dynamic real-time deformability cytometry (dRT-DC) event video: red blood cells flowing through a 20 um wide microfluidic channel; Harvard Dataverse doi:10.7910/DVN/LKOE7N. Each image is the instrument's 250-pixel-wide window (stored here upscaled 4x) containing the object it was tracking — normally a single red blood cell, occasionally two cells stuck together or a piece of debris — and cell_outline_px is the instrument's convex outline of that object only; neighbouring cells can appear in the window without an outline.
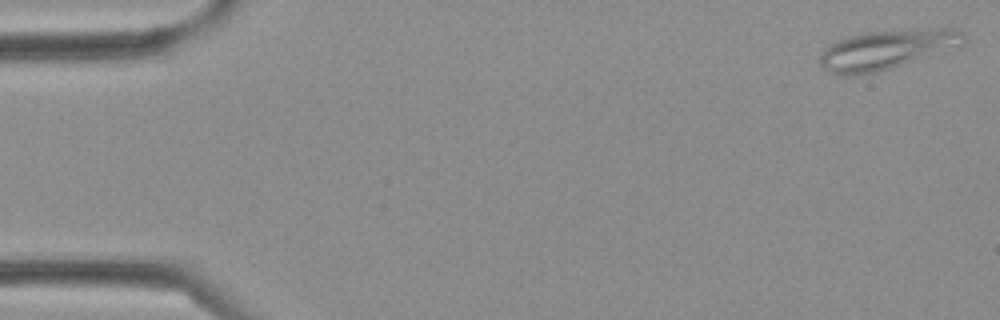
{"species": "Egyptian fruit bat (a non-hibernating species)", "species_latin": "Rousettus aegyptiacus", "temperature_condition": "cold", "stored_images_in_passage": 4, "camera_frame_rate_fps": 3000, "um_per_image_px": 0.085, "frame": {"image": 1, "passage_image": 1, "time_ms": 0.0, "image_size_px": [1000, 320], "cell_outline_px": [[968, 40], [964, 44], [876, 72], [856, 76], [848, 76], [828, 72], [820, 64], [820, 56], [824, 48], [844, 36], [860, 32], [920, 28], [948, 28], [964, 32], [968, 36]], "centroid_in_image_um": [75.34, 4.18], "position_along_channel_um": 9.7, "area_um2": 33.18}}